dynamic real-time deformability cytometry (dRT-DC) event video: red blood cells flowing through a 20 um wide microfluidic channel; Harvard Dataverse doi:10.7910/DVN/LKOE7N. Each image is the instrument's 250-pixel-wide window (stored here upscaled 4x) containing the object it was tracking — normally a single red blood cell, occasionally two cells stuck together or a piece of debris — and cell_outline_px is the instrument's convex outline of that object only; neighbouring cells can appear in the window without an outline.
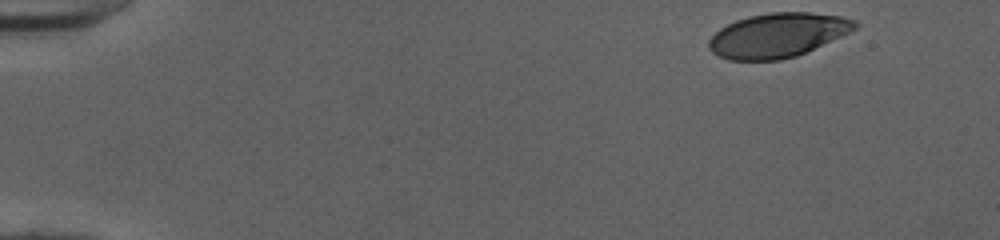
{"species": "human", "species_latin": "Homo sapiens", "temperature_condition": "cold", "stored_images_in_passage": 47, "camera_frame_rate_fps": 3000, "um_per_image_px": 0.085, "donor": {"sex": "female"}, "frame": {"image": 1, "passage_image": 1, "time_ms": 0.0, "image_size_px": [1000, 240], "cell_outline_px": [[860, 24], [856, 28], [840, 36], [796, 56], [780, 60], [728, 60], [712, 52], [708, 48], [708, 40], [720, 28], [736, 20], [748, 16], [772, 12], [808, 12], [840, 16], [856, 20]], "centroid_in_image_um": [66.08, 2.99], "position_along_channel_um": 18.9, "area_um2": 37.45}}
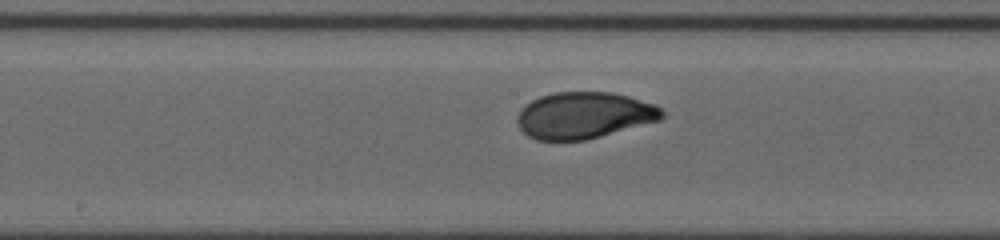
{"frame": {"image": 2, "passage_image": 24, "time_ms": 7.667, "image_size_px": [1000, 240], "cell_outline_px": [[664, 116], [660, 120], [588, 140], [536, 140], [528, 136], [520, 128], [516, 120], [516, 116], [532, 100], [540, 96], [556, 92], [612, 92], [628, 96], [656, 104], [664, 112]], "centroid_in_image_um": [49.67, 9.81], "position_along_channel_um": 198.5, "area_um2": 39.25}}
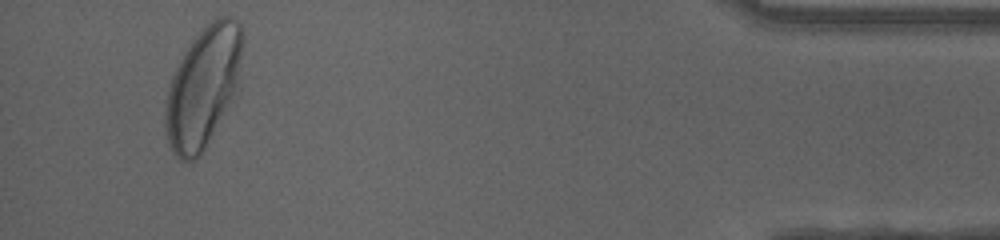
{"frame": {"image": 3, "passage_image": 45, "time_ms": 14.667, "image_size_px": [1000, 240], "cell_outline_px": [[244, 40], [236, 92], [232, 100], [208, 144], [200, 156], [192, 160], [180, 160], [172, 152], [164, 136], [164, 108], [172, 76], [180, 60], [192, 40], [212, 20], [220, 16], [228, 16], [236, 20], [240, 24], [244, 36]], "centroid_in_image_um": [17.26, 7.43], "position_along_channel_um": 417.9, "area_um2": 54.33}, "authors_computed_cell_mechanics": {"area_um2": 39.6508, "velocity_mm_per_s": 3.9895, "shape_relaxation_time_tau1_ms": 3.1898, "shape_relaxation_time_tau2_ms": null, "deformation_change_tau1": 0.1741, "deformation_change_tau2": null}}